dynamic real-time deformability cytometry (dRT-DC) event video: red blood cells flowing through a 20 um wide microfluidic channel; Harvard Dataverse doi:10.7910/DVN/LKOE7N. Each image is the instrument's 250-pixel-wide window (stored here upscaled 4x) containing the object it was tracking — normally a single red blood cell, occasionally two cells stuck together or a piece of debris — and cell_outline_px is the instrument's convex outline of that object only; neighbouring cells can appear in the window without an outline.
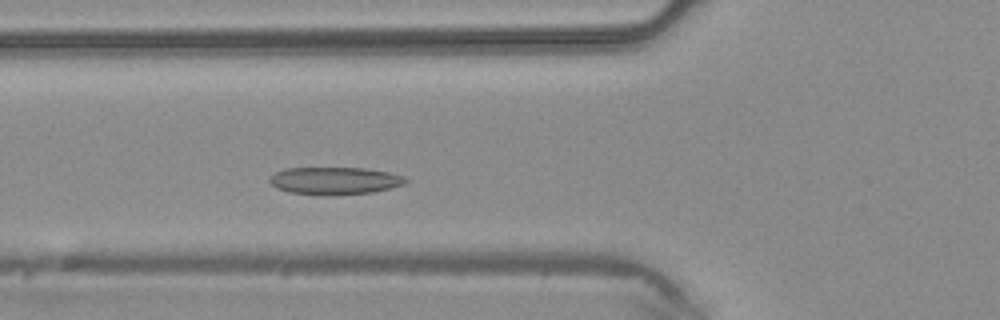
{"species": "common noctule bat (a hibernating species)", "species_latin": "Nyctalus noctula", "temperature_condition": "warm", "stored_images_in_passage": 37, "camera_frame_rate_fps": 3000, "um_per_image_px": 0.085, "animal": {"sex": "male", "body_mass_g": 20.4}, "frame": {"image": 1, "passage_image": 8, "time_ms": 2.333, "image_size_px": [1000, 320], "cell_outline_px": [[408, 180], [404, 184], [372, 192], [288, 192], [276, 188], [268, 180], [276, 172], [284, 168], [364, 168], [388, 172], [404, 176]], "centroid_in_image_um": [28.45, 15.3], "position_along_channel_um": 97.3, "area_um2": 20.52}}
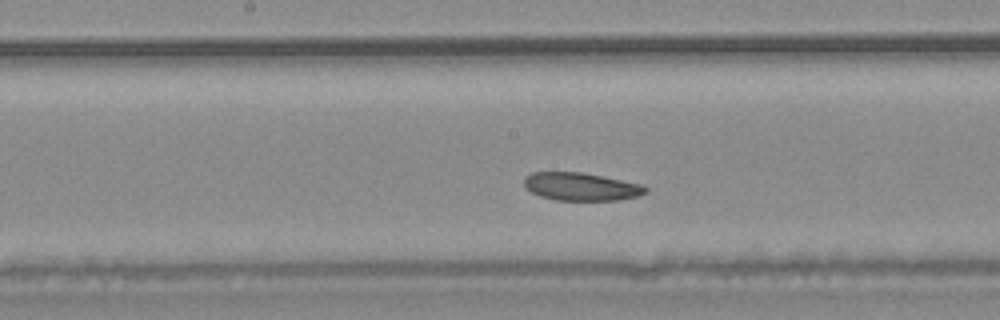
{"frame": {"image": 2, "passage_image": 15, "time_ms": 4.667, "image_size_px": [1000, 320], "cell_outline_px": [[648, 192], [640, 196], [620, 200], [556, 200], [540, 196], [524, 188], [524, 176], [532, 172], [580, 172], [644, 184], [648, 188]], "centroid_in_image_um": [49.42, 15.86], "position_along_channel_um": 198.8, "area_um2": 20.0}}
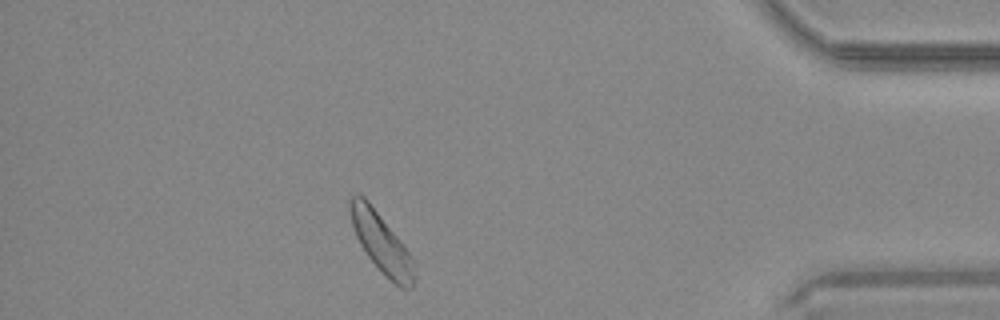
{"frame": {"image": 3, "passage_image": 32, "time_ms": 10.333, "image_size_px": [1000, 320], "cell_outline_px": [[416, 268], [412, 288], [400, 288], [368, 256], [360, 244], [356, 236], [352, 224], [348, 208], [348, 200], [352, 196], [364, 196], [368, 200], [396, 236], [408, 252], [416, 264]], "centroid_in_image_um": [32.4, 20.62], "position_along_channel_um": 402.8, "area_um2": 21.56}}